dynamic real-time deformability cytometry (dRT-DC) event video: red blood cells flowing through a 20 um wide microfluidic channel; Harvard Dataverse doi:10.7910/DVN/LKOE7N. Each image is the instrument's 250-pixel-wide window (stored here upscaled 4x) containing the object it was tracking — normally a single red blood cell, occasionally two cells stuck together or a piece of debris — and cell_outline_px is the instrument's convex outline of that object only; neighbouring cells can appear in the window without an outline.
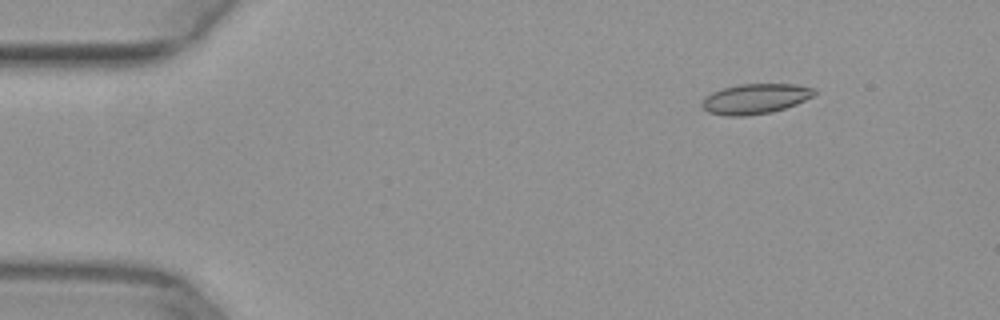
{"species": "common noctule bat (a hibernating species)", "species_latin": "Nyctalus noctula", "temperature_condition": "warm", "stored_images_in_passage": 41, "camera_frame_rate_fps": 3000, "um_per_image_px": 0.085, "animal": {"sex": "female", "body_mass_g": 29.2, "forearm_length_mm": 56.3}, "frame": {"image": 1, "passage_image": 1, "time_ms": 0.0, "image_size_px": [1000, 320], "cell_outline_px": [[816, 92], [812, 96], [796, 104], [772, 112], [744, 116], [728, 116], [708, 112], [700, 104], [704, 96], [712, 92], [736, 84], [796, 84], [816, 88]], "centroid_in_image_um": [64.18, 8.39], "position_along_channel_um": 20.8, "area_um2": 19.77}}
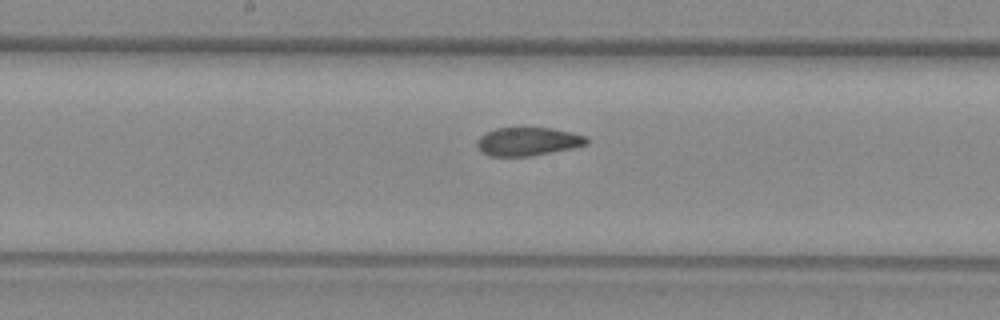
{"frame": {"image": 2, "passage_image": 21, "time_ms": 6.667, "image_size_px": [1000, 320], "cell_outline_px": [[588, 144], [572, 148], [528, 156], [492, 156], [484, 152], [476, 144], [476, 140], [480, 136], [496, 128], [552, 128], [584, 136], [588, 140]], "centroid_in_image_um": [44.86, 12.02], "position_along_channel_um": 203.3, "area_um2": 17.69}}
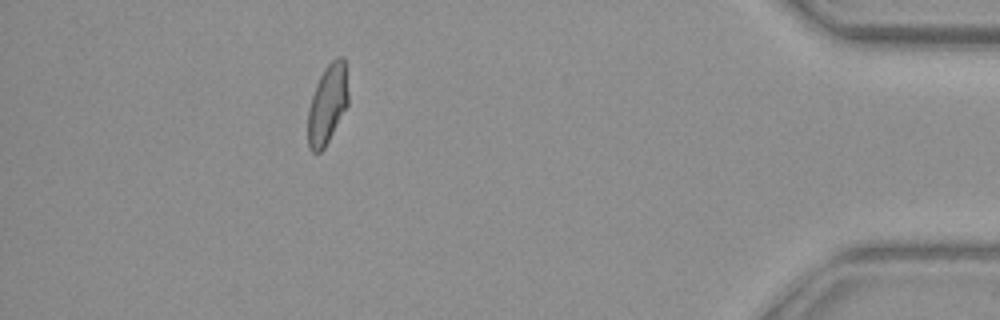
{"frame": {"image": 3, "passage_image": 40, "time_ms": 13.0, "image_size_px": [1000, 320], "cell_outline_px": [[348, 104], [324, 148], [320, 152], [312, 152], [308, 148], [308, 108], [316, 84], [324, 68], [336, 56], [344, 56], [348, 92]], "centroid_in_image_um": [27.83, 8.84], "position_along_channel_um": 407.4, "area_um2": 18.61}}